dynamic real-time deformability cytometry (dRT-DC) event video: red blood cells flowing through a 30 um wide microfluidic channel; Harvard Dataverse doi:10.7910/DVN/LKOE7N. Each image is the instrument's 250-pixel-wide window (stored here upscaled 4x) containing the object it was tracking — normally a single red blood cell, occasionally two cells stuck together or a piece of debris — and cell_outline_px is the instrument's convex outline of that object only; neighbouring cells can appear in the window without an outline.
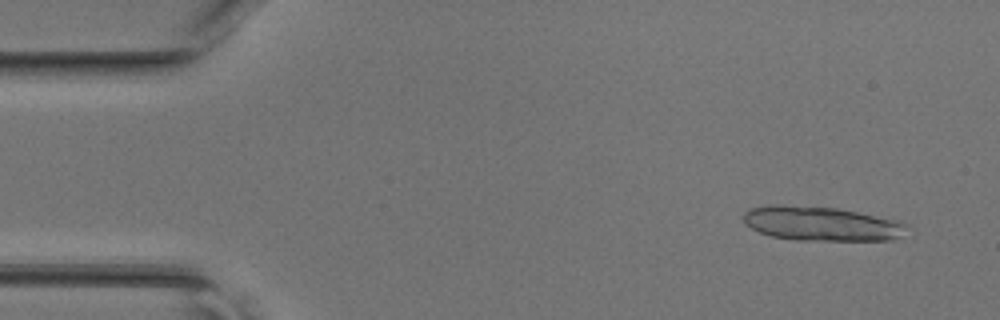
{"species": "common noctule bat (a hibernating species)", "species_latin": "Nyctalus noctula", "temperature_condition": "room temperature", "stored_images_in_passage": 41, "camera_frame_rate_fps": 3000, "um_per_image_px": 0.085, "animal": {"sex": "female", "body_mass_g": 17.0, "forearm_length_mm": 48.0}, "frame": {"image": 1, "passage_image": 3, "time_ms": 0.667, "image_size_px": [1000, 320], "cell_outline_px": [[908, 224], [900, 236], [892, 240], [796, 240], [772, 236], [760, 232], [744, 224], [744, 212], [748, 208], [768, 204], [780, 204], [836, 208], [896, 220]], "centroid_in_image_um": [69.74, 19.0], "position_along_channel_um": 15.3, "area_um2": 32.54}}
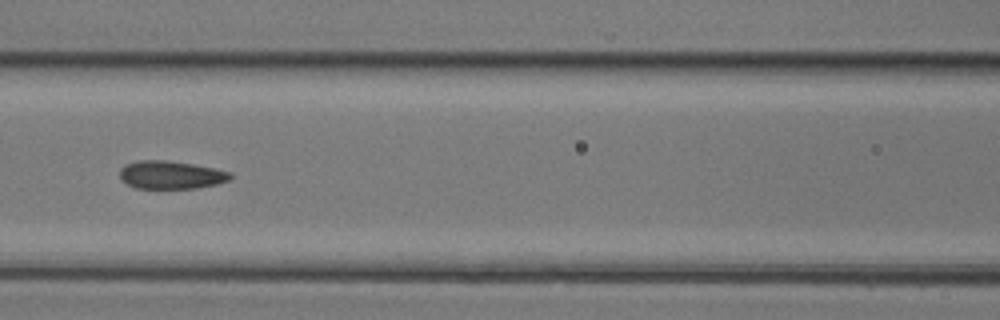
{"frame": {"image": 2, "passage_image": 20, "time_ms": 6.333, "image_size_px": [1000, 320], "cell_outline_px": [[232, 180], [216, 184], [196, 188], [136, 188], [120, 180], [120, 168], [124, 164], [136, 160], [168, 160], [216, 168], [232, 172]], "centroid_in_image_um": [14.53, 14.85], "position_along_channel_um": 152.1, "area_um2": 18.32}}
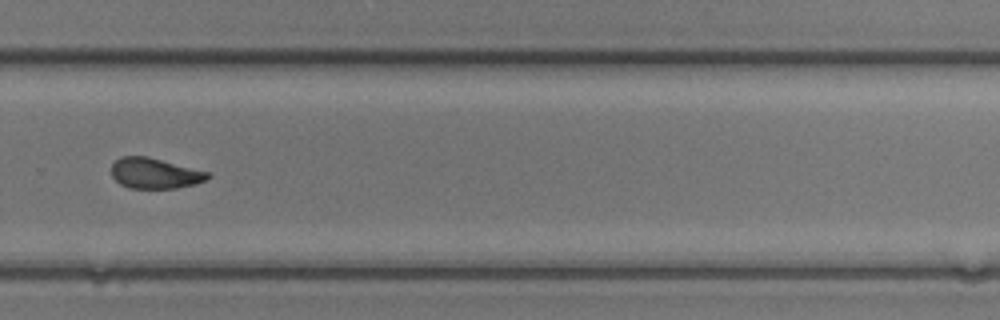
{"frame": {"image": 3, "passage_image": 31, "time_ms": 10.0, "image_size_px": [1000, 320], "cell_outline_px": [[212, 176], [196, 184], [176, 188], [128, 188], [120, 184], [112, 176], [112, 164], [120, 156], [148, 156], [212, 172]], "centroid_in_image_um": [13.2, 14.72], "position_along_channel_um": 316.6, "area_um2": 17.4}}